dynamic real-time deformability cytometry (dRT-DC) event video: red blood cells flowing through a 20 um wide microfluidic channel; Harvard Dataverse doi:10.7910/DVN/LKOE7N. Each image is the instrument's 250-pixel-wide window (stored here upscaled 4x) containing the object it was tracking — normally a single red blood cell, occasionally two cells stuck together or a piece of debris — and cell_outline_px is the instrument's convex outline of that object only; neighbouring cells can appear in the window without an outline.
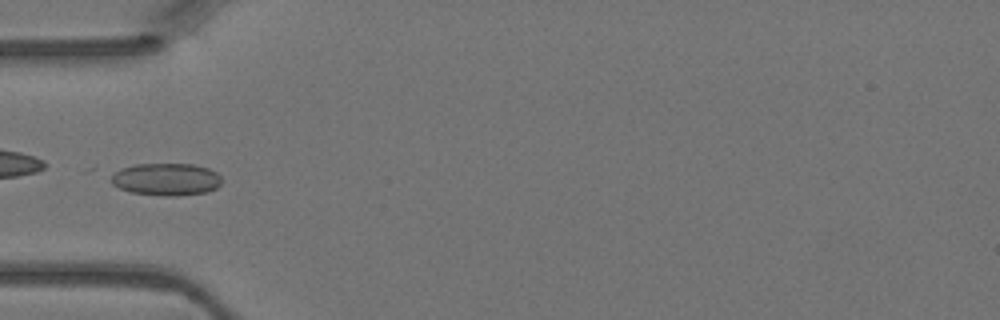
{"species": "Egyptian fruit bat (a non-hibernating species)", "species_latin": "Rousettus aegyptiacus", "temperature_condition": "warm", "stored_images_in_passage": 2, "camera_frame_rate_fps": 3000, "um_per_image_px": 0.085, "animal": {"sex": "female"}, "frame": {"image": 1, "passage_image": 2, "time_ms": 0.333, "image_size_px": [1000, 320], "cell_outline_px": [[224, 180], [216, 188], [204, 192], [176, 196], [164, 196], [132, 192], [120, 188], [84, 172], [88, 168], [136, 164], [192, 164], [208, 168], [216, 172]], "centroid_in_image_um": [13.55, 15.17], "position_along_channel_um": 71.5, "area_um2": 23.47}}